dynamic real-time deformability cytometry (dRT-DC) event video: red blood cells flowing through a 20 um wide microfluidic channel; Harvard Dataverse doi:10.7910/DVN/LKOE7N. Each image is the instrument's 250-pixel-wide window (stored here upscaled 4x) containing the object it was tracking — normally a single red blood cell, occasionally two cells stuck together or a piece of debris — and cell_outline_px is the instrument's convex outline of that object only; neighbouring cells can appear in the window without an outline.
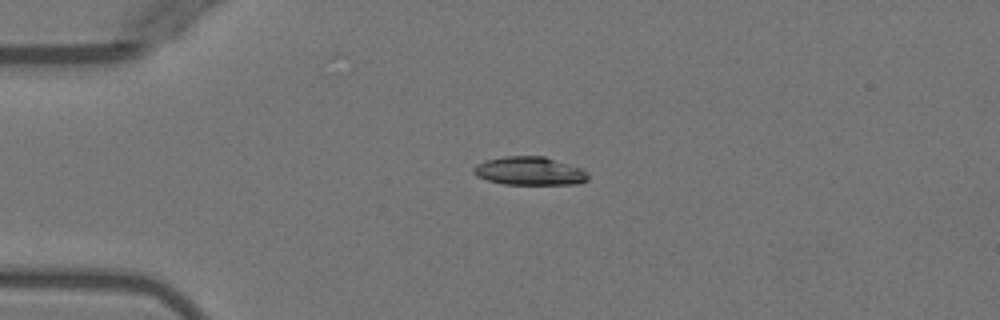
{"species": "Egyptian fruit bat (a non-hibernating species)", "species_latin": "Rousettus aegyptiacus", "temperature_condition": "warm", "stored_images_in_passage": 6, "camera_frame_rate_fps": 3000, "um_per_image_px": 0.085, "animal": {"sex": "female"}, "frame": {"image": 1, "passage_image": 3, "time_ms": 2.333, "image_size_px": [1000, 320], "cell_outline_px": [[588, 180], [576, 184], [504, 184], [488, 180], [476, 176], [472, 172], [472, 168], [476, 164], [484, 160], [504, 156], [544, 156], [584, 168], [588, 172]], "centroid_in_image_um": [45.02, 14.52], "position_along_channel_um": 40.0, "area_um2": 19.19}}
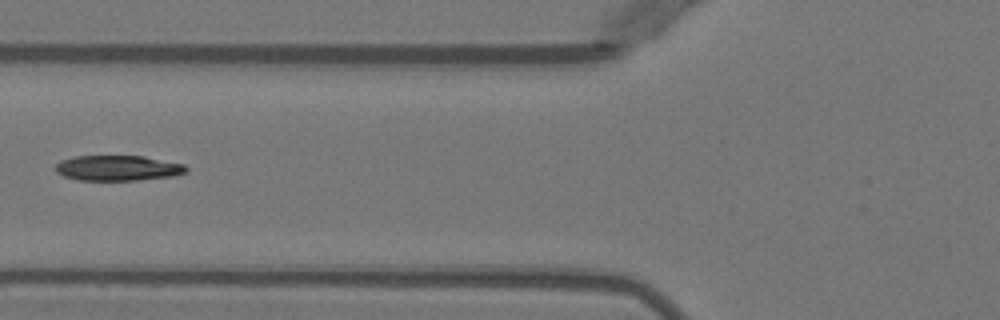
{"frame": {"image": 2, "passage_image": 5, "time_ms": 5.0, "image_size_px": [1000, 320], "cell_outline_px": [[188, 172], [172, 176], [136, 180], [80, 180], [64, 176], [56, 172], [56, 164], [60, 160], [72, 156], [144, 156], [184, 164], [188, 168]], "centroid_in_image_um": [10.02, 14.28], "position_along_channel_um": 115.8, "area_um2": 19.31}}
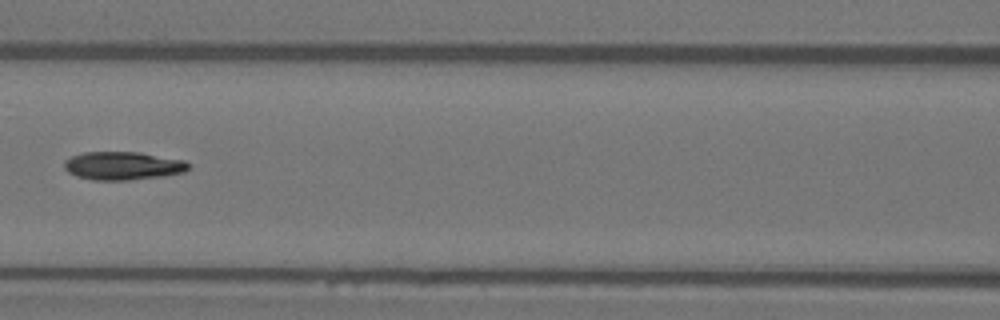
{"frame": {"image": 3, "passage_image": 6, "time_ms": 6.0, "image_size_px": [1000, 320], "cell_outline_px": [[192, 168], [184, 172], [164, 176], [128, 180], [92, 180], [76, 176], [68, 172], [64, 168], [64, 160], [72, 156], [84, 152], [140, 152], [184, 160], [192, 164]], "centroid_in_image_um": [10.48, 14.09], "position_along_channel_um": 156.1, "area_um2": 20.69}}